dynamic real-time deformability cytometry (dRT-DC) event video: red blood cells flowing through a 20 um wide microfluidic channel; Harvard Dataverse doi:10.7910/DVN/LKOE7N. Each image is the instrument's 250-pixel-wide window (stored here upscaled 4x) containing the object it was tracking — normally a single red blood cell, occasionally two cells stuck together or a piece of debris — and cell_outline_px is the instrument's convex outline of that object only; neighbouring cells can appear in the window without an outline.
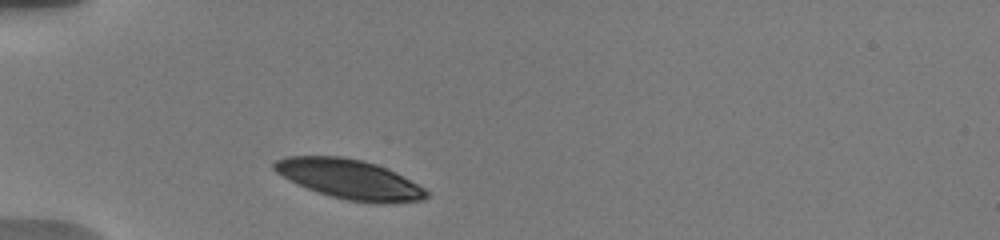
{"species": "human", "species_latin": "Homo sapiens", "temperature_condition": "warm", "stored_images_in_passage": 3, "camera_frame_rate_fps": 3000, "um_per_image_px": 0.085, "donor": {"sex": "male"}, "frame": {"image": 1, "passage_image": 1, "time_ms": 0.0, "image_size_px": [1000, 240], "cell_outline_px": [[428, 196], [424, 200], [384, 204], [376, 204], [348, 200], [332, 196], [308, 188], [276, 172], [272, 168], [272, 164], [276, 160], [284, 156], [340, 156], [364, 160], [376, 164], [396, 172], [424, 188], [428, 192]], "centroid_in_image_um": [29.75, 15.23], "position_along_channel_um": 55.3, "area_um2": 34.91}}
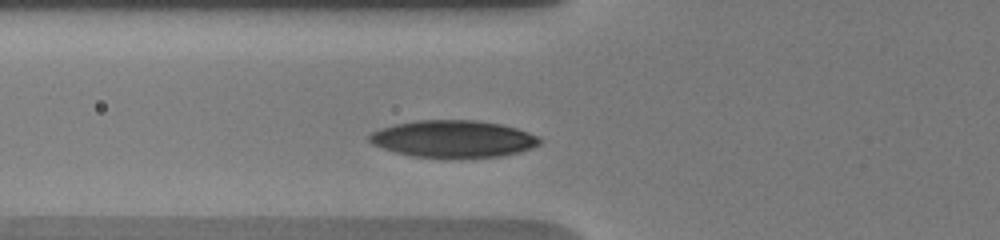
{"frame": {"image": 2, "passage_image": 3, "time_ms": 1.333, "image_size_px": [1000, 240], "cell_outline_px": [[540, 144], [532, 148], [520, 152], [500, 156], [444, 160], [412, 156], [396, 152], [372, 144], [368, 140], [368, 136], [372, 132], [380, 128], [392, 124], [416, 120], [476, 120], [500, 124], [516, 128], [528, 132], [536, 136], [540, 140]], "centroid_in_image_um": [38.49, 11.83], "position_along_channel_um": 87.3, "area_um2": 37.51}}